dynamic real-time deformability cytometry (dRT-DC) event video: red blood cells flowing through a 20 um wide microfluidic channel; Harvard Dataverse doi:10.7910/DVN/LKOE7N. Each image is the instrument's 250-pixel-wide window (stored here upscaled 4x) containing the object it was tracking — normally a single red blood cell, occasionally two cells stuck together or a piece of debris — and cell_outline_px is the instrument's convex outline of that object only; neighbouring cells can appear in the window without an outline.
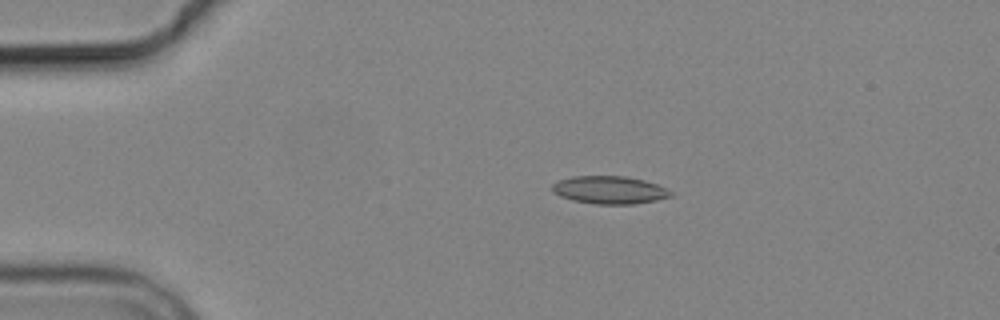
{"species": "common noctule bat (a hibernating species)", "species_latin": "Nyctalus noctula", "temperature_condition": "cold", "stored_images_in_passage": 4, "camera_frame_rate_fps": 3000, "um_per_image_px": 0.085, "animal": {"sex": "male", "body_mass_g": 19.2, "forearm_length_mm": 51.8}, "frame": {"image": 1, "passage_image": 1, "time_ms": 0.0, "image_size_px": [1000, 320], "cell_outline_px": [[672, 196], [656, 200], [632, 204], [596, 204], [572, 200], [560, 196], [552, 192], [552, 184], [556, 180], [572, 176], [624, 176], [644, 180], [656, 184], [672, 192]], "centroid_in_image_um": [51.75, 16.14], "position_along_channel_um": 33.2, "area_um2": 19.19}}
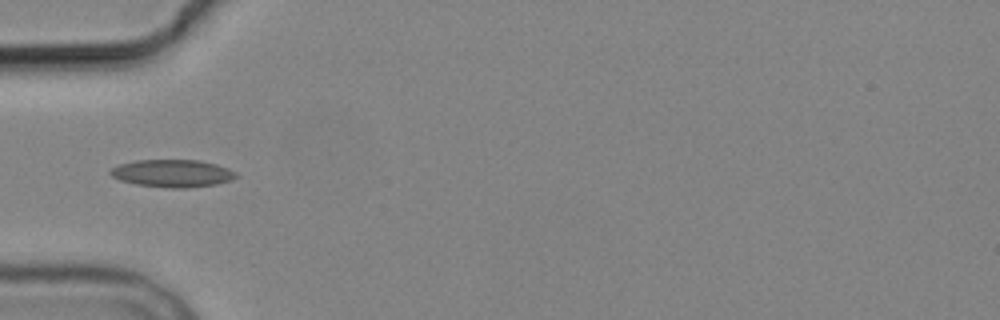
{"frame": {"image": 2, "passage_image": 3, "time_ms": 2.333, "image_size_px": [1000, 320], "cell_outline_px": [[240, 176], [232, 180], [216, 184], [184, 188], [172, 188], [136, 184], [120, 180], [112, 176], [108, 172], [112, 168], [120, 164], [136, 160], [200, 160], [216, 164], [228, 168], [236, 172]], "centroid_in_image_um": [14.69, 14.73], "position_along_channel_um": 70.3, "area_um2": 20.17}}
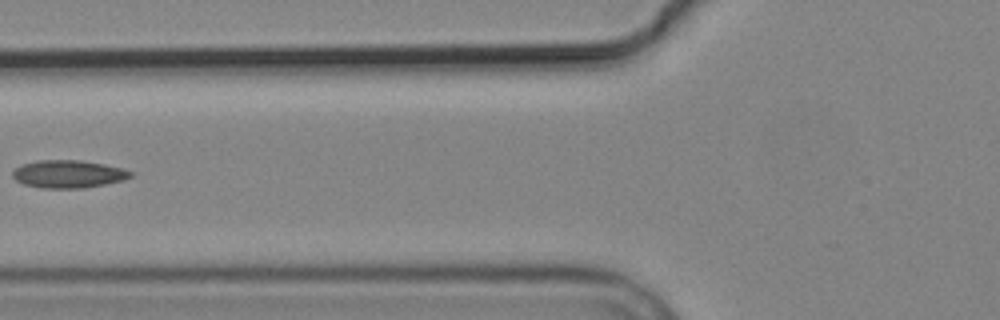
{"frame": {"image": 3, "passage_image": 4, "time_ms": 3.667, "image_size_px": [1000, 320], "cell_outline_px": [[136, 172], [132, 176], [124, 180], [84, 188], [44, 188], [24, 184], [16, 180], [12, 176], [12, 172], [20, 164], [36, 160], [80, 160], [104, 164]], "centroid_in_image_um": [5.81, 14.78], "position_along_channel_um": 120.0, "area_um2": 19.13}}